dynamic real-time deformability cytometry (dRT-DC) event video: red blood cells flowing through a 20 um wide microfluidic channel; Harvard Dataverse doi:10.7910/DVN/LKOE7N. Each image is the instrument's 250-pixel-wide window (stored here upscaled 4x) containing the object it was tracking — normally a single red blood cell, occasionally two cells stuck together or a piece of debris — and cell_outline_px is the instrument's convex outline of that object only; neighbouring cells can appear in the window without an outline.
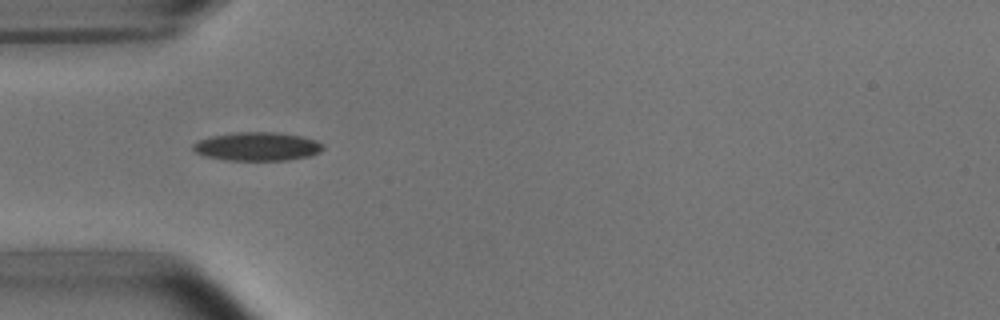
{"species": "common noctule bat (a hibernating species)", "species_latin": "Nyctalus noctula", "temperature_condition": "room temperature", "stored_images_in_passage": 2, "camera_frame_rate_fps": 3000, "um_per_image_px": 0.085, "animal": {"sex": "male", "body_mass_g": 15.6}, "frame": {"image": 1, "passage_image": 1, "time_ms": 0.0, "image_size_px": [1000, 320], "cell_outline_px": [[324, 148], [320, 152], [312, 156], [288, 160], [224, 160], [204, 156], [196, 152], [192, 148], [192, 144], [200, 140], [212, 136], [236, 132], [276, 132], [300, 136], [316, 140], [324, 144]], "centroid_in_image_um": [21.9, 12.46], "position_along_channel_um": 63.1, "area_um2": 21.73}}